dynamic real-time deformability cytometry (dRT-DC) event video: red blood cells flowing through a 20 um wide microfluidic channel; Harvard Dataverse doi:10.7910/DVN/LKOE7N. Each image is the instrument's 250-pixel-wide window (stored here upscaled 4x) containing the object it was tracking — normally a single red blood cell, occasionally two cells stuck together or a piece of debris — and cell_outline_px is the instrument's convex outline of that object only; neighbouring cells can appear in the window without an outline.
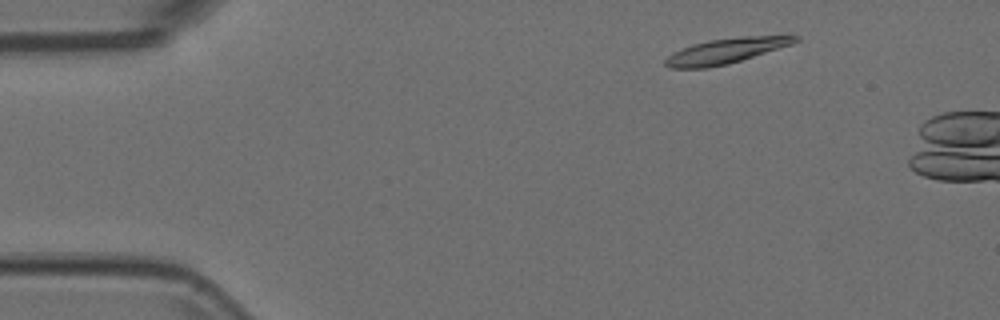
{"species": "Egyptian fruit bat (a non-hibernating species)", "species_latin": "Rousettus aegyptiacus", "temperature_condition": "room temperature", "stored_images_in_passage": 9, "camera_frame_rate_fps": 3000, "um_per_image_px": 0.085, "animal": {"sex": "female"}, "frame": {"image": 1, "passage_image": 4, "time_ms": 1.0, "image_size_px": [1000, 320], "cell_outline_px": [[800, 40], [792, 44], [728, 64], [708, 68], [668, 68], [664, 64], [664, 60], [672, 52], [680, 48], [692, 44], [708, 40], [740, 36], [788, 32], [792, 32], [800, 36]], "centroid_in_image_um": [61.84, 4.26], "position_along_channel_um": 23.2, "area_um2": 20.06}}